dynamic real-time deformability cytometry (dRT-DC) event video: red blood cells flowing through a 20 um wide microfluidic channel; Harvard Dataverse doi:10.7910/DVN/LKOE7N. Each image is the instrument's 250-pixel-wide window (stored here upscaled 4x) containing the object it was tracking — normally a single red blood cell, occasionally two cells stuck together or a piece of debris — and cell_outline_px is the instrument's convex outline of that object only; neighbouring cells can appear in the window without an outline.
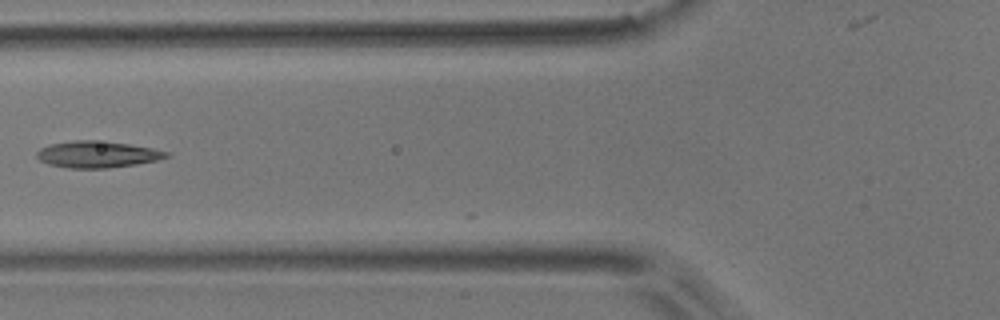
{"species": "common noctule bat (a hibernating species)", "species_latin": "Nyctalus noctula", "temperature_condition": "room temperature", "stored_images_in_passage": 7, "camera_frame_rate_fps": 3000, "um_per_image_px": 0.085, "animal": {"sex": "male", "body_mass_g": 17.9}, "frame": {"image": 1, "passage_image": 5, "time_ms": 1.333, "image_size_px": [1000, 320], "cell_outline_px": [[172, 156], [156, 160], [136, 164], [108, 168], [68, 168], [48, 164], [40, 160], [36, 156], [36, 152], [40, 148], [48, 144], [76, 140], [92, 140], [128, 144], [152, 148], [172, 152]], "centroid_in_image_um": [8.28, 13.12], "position_along_channel_um": 117.5, "area_um2": 20.11}}
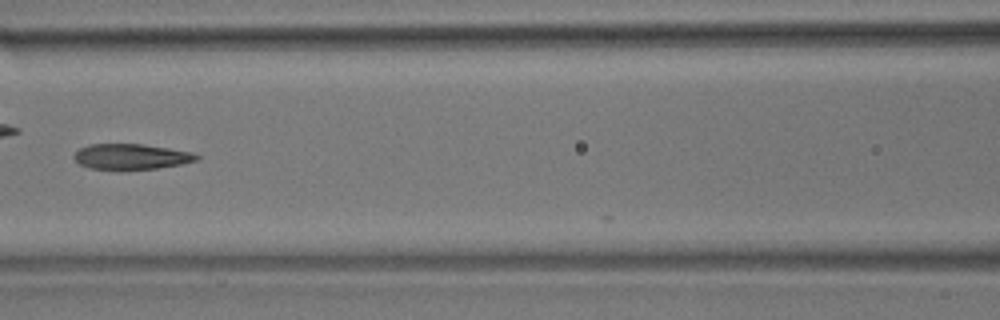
{"frame": {"image": 2, "passage_image": 6, "time_ms": 1.667, "image_size_px": [1000, 320], "cell_outline_px": [[200, 156], [196, 160], [180, 164], [156, 168], [120, 172], [116, 172], [88, 168], [80, 164], [72, 156], [80, 148], [88, 144], [144, 144], [192, 152]], "centroid_in_image_um": [11.08, 13.35], "position_along_channel_um": 155.5, "area_um2": 18.79}}